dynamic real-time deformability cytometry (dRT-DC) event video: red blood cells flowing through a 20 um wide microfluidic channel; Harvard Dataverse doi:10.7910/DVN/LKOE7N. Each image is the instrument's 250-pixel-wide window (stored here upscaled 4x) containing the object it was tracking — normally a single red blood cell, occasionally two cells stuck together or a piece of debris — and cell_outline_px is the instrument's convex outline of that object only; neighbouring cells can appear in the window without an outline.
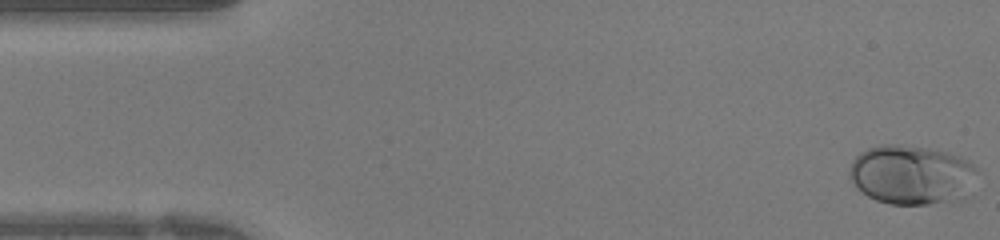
{"species": "human", "species_latin": "Homo sapiens", "temperature_condition": "warm", "stored_images_in_passage": 24, "camera_frame_rate_fps": 3000, "um_per_image_px": 0.085, "donor": {"sex": "female"}, "frame": {"image": 1, "passage_image": 1, "time_ms": 0.0, "image_size_px": [1000, 240], "cell_outline_px": [[976, 168], [972, 196], [964, 200], [928, 204], [888, 204], [876, 200], [860, 192], [856, 188], [848, 176], [848, 172], [852, 160], [860, 152], [868, 148], [884, 144], [896, 144], [928, 148], [948, 152], [960, 156], [968, 160]], "centroid_in_image_um": [77.51, 14.88], "position_along_channel_um": 7.5, "area_um2": 45.14}}
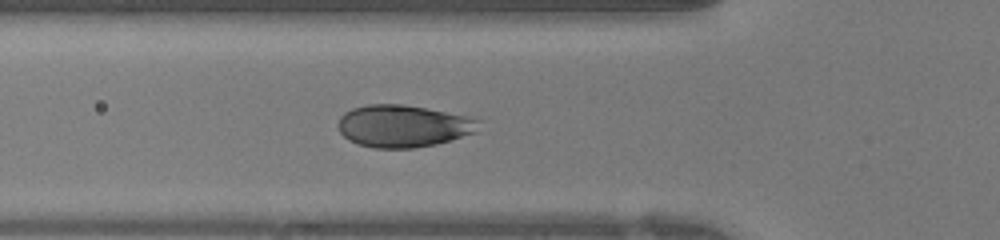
{"frame": {"image": 2, "passage_image": 14, "time_ms": 4.333, "image_size_px": [1000, 240], "cell_outline_px": [[480, 120], [476, 132], [436, 144], [416, 148], [372, 148], [356, 144], [348, 140], [340, 132], [336, 124], [340, 116], [344, 112], [352, 108], [368, 104], [404, 104], [468, 116]], "centroid_in_image_um": [34.22, 10.71], "position_along_channel_um": 91.6, "area_um2": 34.8}}
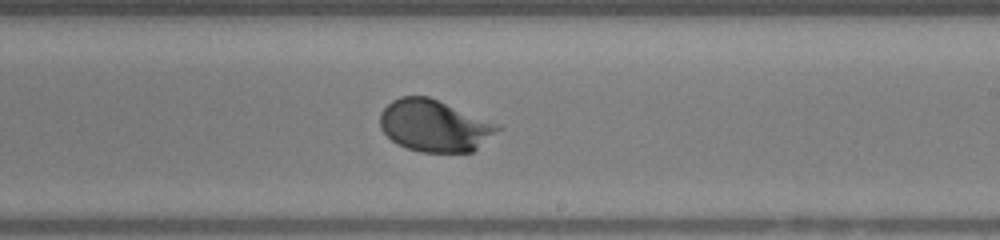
{"frame": {"image": 3, "passage_image": 24, "time_ms": 7.667, "image_size_px": [1000, 240], "cell_outline_px": [[504, 128], [472, 152], [420, 152], [396, 144], [380, 128], [380, 112], [392, 100], [400, 96], [428, 96], [500, 124]], "centroid_in_image_um": [36.96, 10.68], "position_along_channel_um": 252.0, "area_um2": 35.72}}